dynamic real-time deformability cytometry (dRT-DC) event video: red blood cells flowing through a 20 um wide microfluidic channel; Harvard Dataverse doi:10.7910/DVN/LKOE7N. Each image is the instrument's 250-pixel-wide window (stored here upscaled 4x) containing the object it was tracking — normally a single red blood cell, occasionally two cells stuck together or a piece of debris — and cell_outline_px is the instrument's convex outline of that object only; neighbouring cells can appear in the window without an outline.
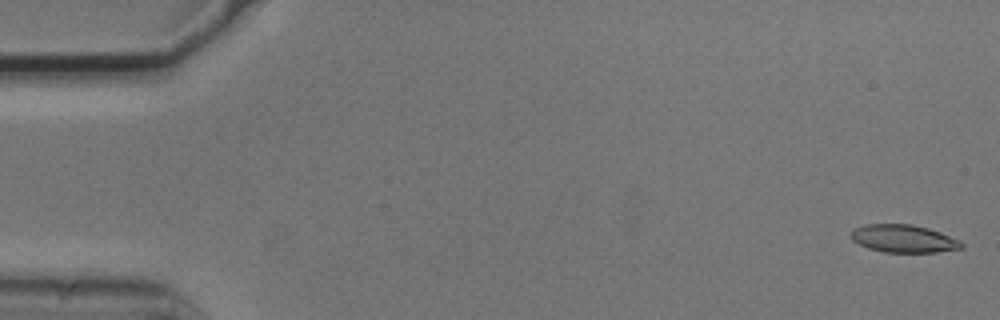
{"species": "common noctule bat (a hibernating species)", "species_latin": "Nyctalus noctula", "temperature_condition": "cold", "stored_images_in_passage": 54, "camera_frame_rate_fps": 3000, "um_per_image_px": 0.085, "animal": {"sex": "male", "body_mass_g": 20.5, "forearm_length_mm": 52.5}, "frame": {"image": 1, "passage_image": 1, "time_ms": 0.0, "image_size_px": [1000, 320], "cell_outline_px": [[964, 248], [936, 252], [884, 252], [868, 248], [852, 240], [852, 232], [856, 228], [864, 224], [912, 224], [928, 228], [940, 232], [960, 240], [964, 244]], "centroid_in_image_um": [76.84, 20.28], "position_along_channel_um": 8.2, "area_um2": 17.8}}
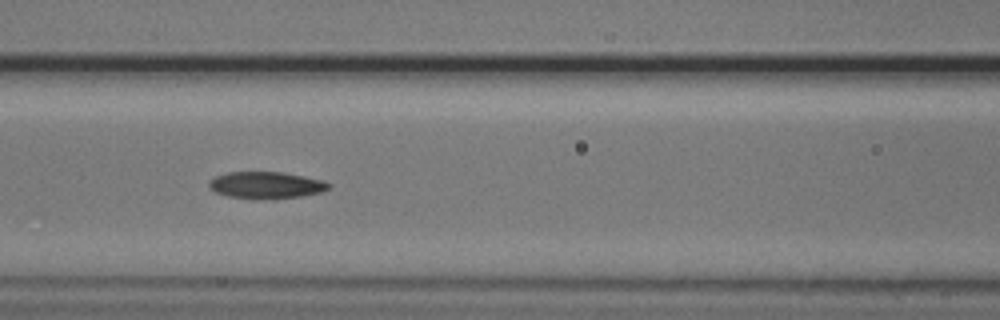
{"frame": {"image": 2, "passage_image": 23, "time_ms": 7.333, "image_size_px": [1000, 320], "cell_outline_px": [[332, 184], [324, 192], [300, 196], [256, 200], [228, 196], [216, 192], [208, 184], [208, 180], [216, 176], [228, 172], [284, 172], [324, 180]], "centroid_in_image_um": [22.64, 15.73], "position_along_channel_um": 144.0, "area_um2": 18.84}}
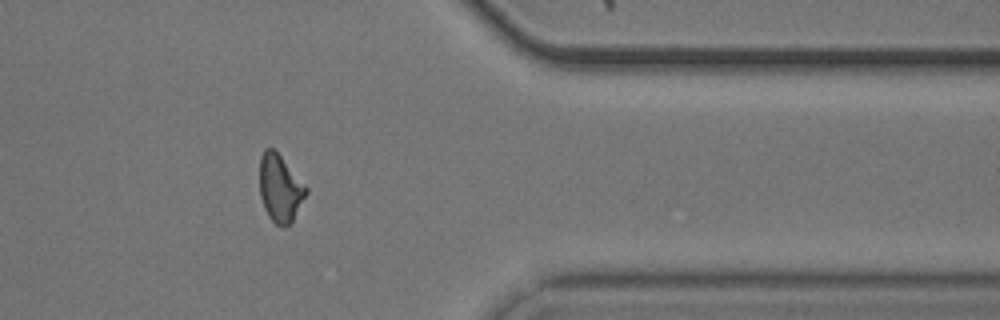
{"frame": {"image": 3, "passage_image": 44, "time_ms": 14.333, "image_size_px": [1000, 320], "cell_outline_px": [[308, 192], [292, 220], [288, 224], [276, 224], [268, 216], [264, 208], [260, 196], [260, 156], [264, 148], [272, 148], [280, 156], [308, 188]], "centroid_in_image_um": [23.79, 15.98], "position_along_channel_um": 387.6, "area_um2": 17.8}, "authors_computed_cell_mechanics": {"area_um2": 18.3226, "velocity_mm_per_s": 3.719, "shape_relaxation_time_tau1_ms": null, "shape_relaxation_time_tau2_ms": 3.3214, "deformation_change_tau1": null, "deformation_change_tau2": 0.1034}}